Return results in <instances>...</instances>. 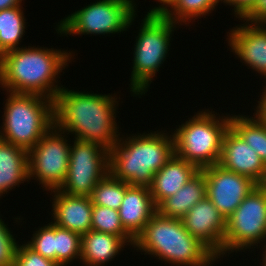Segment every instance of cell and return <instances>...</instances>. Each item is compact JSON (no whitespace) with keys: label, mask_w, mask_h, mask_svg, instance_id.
<instances>
[{"label":"cell","mask_w":266,"mask_h":266,"mask_svg":"<svg viewBox=\"0 0 266 266\" xmlns=\"http://www.w3.org/2000/svg\"><path fill=\"white\" fill-rule=\"evenodd\" d=\"M244 22L227 32L228 46L248 69L266 80V23ZM237 55V56H236ZM266 82V81H264Z\"/></svg>","instance_id":"14"},{"label":"cell","mask_w":266,"mask_h":266,"mask_svg":"<svg viewBox=\"0 0 266 266\" xmlns=\"http://www.w3.org/2000/svg\"><path fill=\"white\" fill-rule=\"evenodd\" d=\"M266 241L262 244V247H261V249H263V250H261L263 253H260L261 254V256H262V262L260 263V266L262 265V266H266Z\"/></svg>","instance_id":"36"},{"label":"cell","mask_w":266,"mask_h":266,"mask_svg":"<svg viewBox=\"0 0 266 266\" xmlns=\"http://www.w3.org/2000/svg\"><path fill=\"white\" fill-rule=\"evenodd\" d=\"M200 169L174 154L153 176L149 186L153 202L157 206L163 199L174 195L188 183Z\"/></svg>","instance_id":"19"},{"label":"cell","mask_w":266,"mask_h":266,"mask_svg":"<svg viewBox=\"0 0 266 266\" xmlns=\"http://www.w3.org/2000/svg\"><path fill=\"white\" fill-rule=\"evenodd\" d=\"M33 233L31 240L25 244L36 253L55 262V224L49 222Z\"/></svg>","instance_id":"28"},{"label":"cell","mask_w":266,"mask_h":266,"mask_svg":"<svg viewBox=\"0 0 266 266\" xmlns=\"http://www.w3.org/2000/svg\"><path fill=\"white\" fill-rule=\"evenodd\" d=\"M206 180L207 198L227 219L258 185L249 177L223 168L219 164L201 169Z\"/></svg>","instance_id":"12"},{"label":"cell","mask_w":266,"mask_h":266,"mask_svg":"<svg viewBox=\"0 0 266 266\" xmlns=\"http://www.w3.org/2000/svg\"><path fill=\"white\" fill-rule=\"evenodd\" d=\"M188 119L173 129L174 154L200 170L219 164L223 137L230 127V114L220 116L215 111L200 109Z\"/></svg>","instance_id":"5"},{"label":"cell","mask_w":266,"mask_h":266,"mask_svg":"<svg viewBox=\"0 0 266 266\" xmlns=\"http://www.w3.org/2000/svg\"><path fill=\"white\" fill-rule=\"evenodd\" d=\"M231 115L230 127L257 152L266 165V124L255 115Z\"/></svg>","instance_id":"23"},{"label":"cell","mask_w":266,"mask_h":266,"mask_svg":"<svg viewBox=\"0 0 266 266\" xmlns=\"http://www.w3.org/2000/svg\"><path fill=\"white\" fill-rule=\"evenodd\" d=\"M14 266H60L58 263L41 256L25 243L19 244Z\"/></svg>","instance_id":"30"},{"label":"cell","mask_w":266,"mask_h":266,"mask_svg":"<svg viewBox=\"0 0 266 266\" xmlns=\"http://www.w3.org/2000/svg\"><path fill=\"white\" fill-rule=\"evenodd\" d=\"M5 92L8 96L0 139L29 151L54 125L53 100L35 94Z\"/></svg>","instance_id":"7"},{"label":"cell","mask_w":266,"mask_h":266,"mask_svg":"<svg viewBox=\"0 0 266 266\" xmlns=\"http://www.w3.org/2000/svg\"><path fill=\"white\" fill-rule=\"evenodd\" d=\"M28 180V151L0 139V199Z\"/></svg>","instance_id":"20"},{"label":"cell","mask_w":266,"mask_h":266,"mask_svg":"<svg viewBox=\"0 0 266 266\" xmlns=\"http://www.w3.org/2000/svg\"><path fill=\"white\" fill-rule=\"evenodd\" d=\"M133 237H118L109 233L90 230L81 236L80 262L85 266H105L124 250L133 246Z\"/></svg>","instance_id":"18"},{"label":"cell","mask_w":266,"mask_h":266,"mask_svg":"<svg viewBox=\"0 0 266 266\" xmlns=\"http://www.w3.org/2000/svg\"><path fill=\"white\" fill-rule=\"evenodd\" d=\"M264 85L265 87L264 89H262L263 92L261 93L259 101H257L258 104H256L257 106H255L256 109L253 108V115H255L259 120L266 124V82Z\"/></svg>","instance_id":"34"},{"label":"cell","mask_w":266,"mask_h":266,"mask_svg":"<svg viewBox=\"0 0 266 266\" xmlns=\"http://www.w3.org/2000/svg\"><path fill=\"white\" fill-rule=\"evenodd\" d=\"M256 0H223V3L233 7L236 18L241 19L255 4ZM238 16V17H237Z\"/></svg>","instance_id":"32"},{"label":"cell","mask_w":266,"mask_h":266,"mask_svg":"<svg viewBox=\"0 0 266 266\" xmlns=\"http://www.w3.org/2000/svg\"><path fill=\"white\" fill-rule=\"evenodd\" d=\"M128 185L127 182L116 179L108 173L93 189L90 195L91 202L93 205L118 210Z\"/></svg>","instance_id":"25"},{"label":"cell","mask_w":266,"mask_h":266,"mask_svg":"<svg viewBox=\"0 0 266 266\" xmlns=\"http://www.w3.org/2000/svg\"><path fill=\"white\" fill-rule=\"evenodd\" d=\"M265 240L266 184L257 185L226 219L223 257L224 255L229 257L228 254L235 251L236 253L250 251L256 246L260 248Z\"/></svg>","instance_id":"9"},{"label":"cell","mask_w":266,"mask_h":266,"mask_svg":"<svg viewBox=\"0 0 266 266\" xmlns=\"http://www.w3.org/2000/svg\"><path fill=\"white\" fill-rule=\"evenodd\" d=\"M134 0H96L56 23V33L107 35L128 31L137 15Z\"/></svg>","instance_id":"8"},{"label":"cell","mask_w":266,"mask_h":266,"mask_svg":"<svg viewBox=\"0 0 266 266\" xmlns=\"http://www.w3.org/2000/svg\"><path fill=\"white\" fill-rule=\"evenodd\" d=\"M136 36L130 79L131 96H145L150 84L156 77L166 57L169 55L171 38L179 24L165 15H147L143 17ZM178 25V27H177ZM141 95V96H140Z\"/></svg>","instance_id":"6"},{"label":"cell","mask_w":266,"mask_h":266,"mask_svg":"<svg viewBox=\"0 0 266 266\" xmlns=\"http://www.w3.org/2000/svg\"><path fill=\"white\" fill-rule=\"evenodd\" d=\"M118 213L124 229L135 239L156 213L149 187L128 185Z\"/></svg>","instance_id":"17"},{"label":"cell","mask_w":266,"mask_h":266,"mask_svg":"<svg viewBox=\"0 0 266 266\" xmlns=\"http://www.w3.org/2000/svg\"><path fill=\"white\" fill-rule=\"evenodd\" d=\"M184 228L216 257L223 260L226 219L207 197L196 203L181 219Z\"/></svg>","instance_id":"13"},{"label":"cell","mask_w":266,"mask_h":266,"mask_svg":"<svg viewBox=\"0 0 266 266\" xmlns=\"http://www.w3.org/2000/svg\"><path fill=\"white\" fill-rule=\"evenodd\" d=\"M159 3L158 6L151 7L147 15H165L178 0H155Z\"/></svg>","instance_id":"33"},{"label":"cell","mask_w":266,"mask_h":266,"mask_svg":"<svg viewBox=\"0 0 266 266\" xmlns=\"http://www.w3.org/2000/svg\"><path fill=\"white\" fill-rule=\"evenodd\" d=\"M23 11L22 5L0 10V56L21 45L28 23Z\"/></svg>","instance_id":"22"},{"label":"cell","mask_w":266,"mask_h":266,"mask_svg":"<svg viewBox=\"0 0 266 266\" xmlns=\"http://www.w3.org/2000/svg\"><path fill=\"white\" fill-rule=\"evenodd\" d=\"M219 165L240 175L249 177L258 185L266 184V165L231 127L223 137Z\"/></svg>","instance_id":"15"},{"label":"cell","mask_w":266,"mask_h":266,"mask_svg":"<svg viewBox=\"0 0 266 266\" xmlns=\"http://www.w3.org/2000/svg\"><path fill=\"white\" fill-rule=\"evenodd\" d=\"M81 236L55 225V262L67 266L81 257Z\"/></svg>","instance_id":"26"},{"label":"cell","mask_w":266,"mask_h":266,"mask_svg":"<svg viewBox=\"0 0 266 266\" xmlns=\"http://www.w3.org/2000/svg\"><path fill=\"white\" fill-rule=\"evenodd\" d=\"M49 193L53 197L52 223L80 236L91 230L93 204L90 197L68 195L59 189Z\"/></svg>","instance_id":"16"},{"label":"cell","mask_w":266,"mask_h":266,"mask_svg":"<svg viewBox=\"0 0 266 266\" xmlns=\"http://www.w3.org/2000/svg\"><path fill=\"white\" fill-rule=\"evenodd\" d=\"M172 132L121 134L109 151V173L129 185L149 187L154 174L174 155Z\"/></svg>","instance_id":"3"},{"label":"cell","mask_w":266,"mask_h":266,"mask_svg":"<svg viewBox=\"0 0 266 266\" xmlns=\"http://www.w3.org/2000/svg\"><path fill=\"white\" fill-rule=\"evenodd\" d=\"M22 1H24V0H0V10L23 5V4H21Z\"/></svg>","instance_id":"35"},{"label":"cell","mask_w":266,"mask_h":266,"mask_svg":"<svg viewBox=\"0 0 266 266\" xmlns=\"http://www.w3.org/2000/svg\"><path fill=\"white\" fill-rule=\"evenodd\" d=\"M206 197L205 175L200 170L174 195L163 199L156 206V212L164 217L182 219L196 203Z\"/></svg>","instance_id":"21"},{"label":"cell","mask_w":266,"mask_h":266,"mask_svg":"<svg viewBox=\"0 0 266 266\" xmlns=\"http://www.w3.org/2000/svg\"><path fill=\"white\" fill-rule=\"evenodd\" d=\"M71 142L68 171L59 190L72 196L90 197L109 173V150L94 142L77 139Z\"/></svg>","instance_id":"11"},{"label":"cell","mask_w":266,"mask_h":266,"mask_svg":"<svg viewBox=\"0 0 266 266\" xmlns=\"http://www.w3.org/2000/svg\"><path fill=\"white\" fill-rule=\"evenodd\" d=\"M3 220L0 218V266H14L19 244L12 234L13 231L7 227L8 224Z\"/></svg>","instance_id":"29"},{"label":"cell","mask_w":266,"mask_h":266,"mask_svg":"<svg viewBox=\"0 0 266 266\" xmlns=\"http://www.w3.org/2000/svg\"><path fill=\"white\" fill-rule=\"evenodd\" d=\"M72 56L75 53L70 50L39 45L28 48L24 45L7 51L0 56V87L3 91L35 94L54 100L63 88L57 79L74 60Z\"/></svg>","instance_id":"2"},{"label":"cell","mask_w":266,"mask_h":266,"mask_svg":"<svg viewBox=\"0 0 266 266\" xmlns=\"http://www.w3.org/2000/svg\"><path fill=\"white\" fill-rule=\"evenodd\" d=\"M218 3L223 0H178L165 16L181 26H191V20L211 14Z\"/></svg>","instance_id":"24"},{"label":"cell","mask_w":266,"mask_h":266,"mask_svg":"<svg viewBox=\"0 0 266 266\" xmlns=\"http://www.w3.org/2000/svg\"><path fill=\"white\" fill-rule=\"evenodd\" d=\"M171 266H215L219 260L183 226L181 219L157 212L136 236L132 248Z\"/></svg>","instance_id":"4"},{"label":"cell","mask_w":266,"mask_h":266,"mask_svg":"<svg viewBox=\"0 0 266 266\" xmlns=\"http://www.w3.org/2000/svg\"><path fill=\"white\" fill-rule=\"evenodd\" d=\"M116 94L80 92L64 86L53 100L54 126L74 135L73 139L98 143L110 151L121 134L116 120L120 96Z\"/></svg>","instance_id":"1"},{"label":"cell","mask_w":266,"mask_h":266,"mask_svg":"<svg viewBox=\"0 0 266 266\" xmlns=\"http://www.w3.org/2000/svg\"><path fill=\"white\" fill-rule=\"evenodd\" d=\"M67 135L53 125L28 151V180L39 181L46 194L65 181L71 147Z\"/></svg>","instance_id":"10"},{"label":"cell","mask_w":266,"mask_h":266,"mask_svg":"<svg viewBox=\"0 0 266 266\" xmlns=\"http://www.w3.org/2000/svg\"><path fill=\"white\" fill-rule=\"evenodd\" d=\"M91 230L118 237H132L123 227L118 210L93 205Z\"/></svg>","instance_id":"27"},{"label":"cell","mask_w":266,"mask_h":266,"mask_svg":"<svg viewBox=\"0 0 266 266\" xmlns=\"http://www.w3.org/2000/svg\"><path fill=\"white\" fill-rule=\"evenodd\" d=\"M240 20L249 23H266V0H256L253 7Z\"/></svg>","instance_id":"31"}]
</instances>
